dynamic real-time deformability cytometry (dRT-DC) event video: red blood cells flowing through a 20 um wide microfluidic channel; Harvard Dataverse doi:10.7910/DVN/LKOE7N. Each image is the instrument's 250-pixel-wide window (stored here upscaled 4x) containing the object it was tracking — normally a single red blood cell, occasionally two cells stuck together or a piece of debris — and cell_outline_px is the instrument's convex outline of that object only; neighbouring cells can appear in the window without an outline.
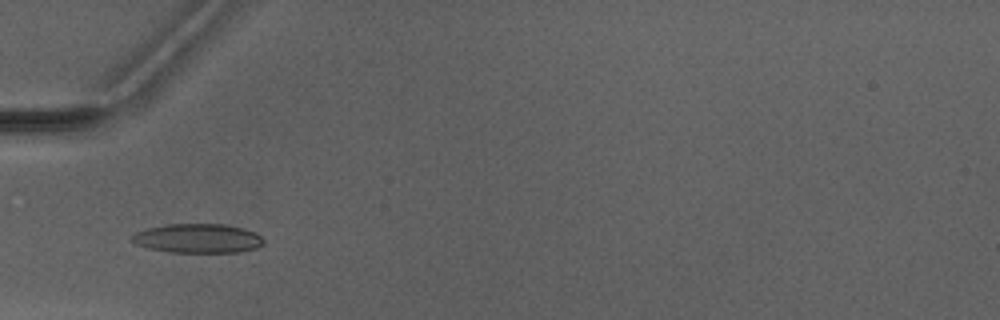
{"species": "Egyptian fruit bat (a non-hibernating species)", "species_latin": "Rousettus aegyptiacus", "temperature_condition": "warm", "stored_images_in_passage": 6, "camera_frame_rate_fps": 3000, "um_per_image_px": 0.085, "animal": {"sex": "male"}, "frame": {"image": 1, "passage_image": 5, "time_ms": 5.0, "image_size_px": [1000, 320], "cell_outline_px": [[264, 240], [256, 248], [240, 252], [168, 252], [148, 248], [136, 244], [132, 240], [132, 236], [136, 232], [148, 228], [164, 224], [224, 224], [244, 228], [256, 232]], "centroid_in_image_um": [16.81, 20.26], "position_along_channel_um": 68.2, "area_um2": 22.37}}
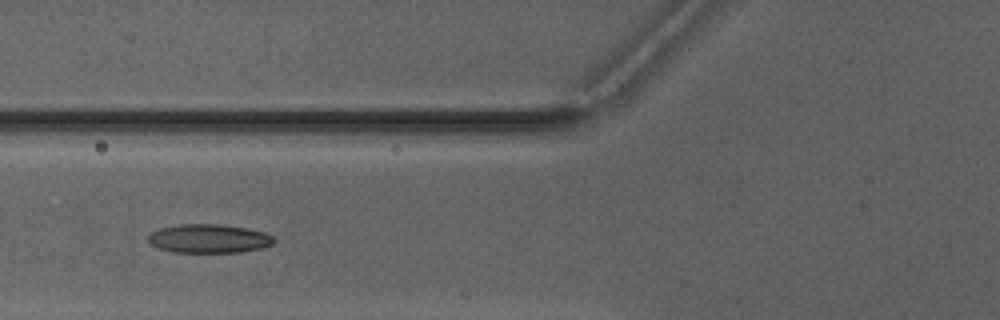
{"frame": {"image": 2, "passage_image": 6, "time_ms": 6.0, "image_size_px": [1000, 320], "cell_outline_px": [[276, 240], [272, 244], [260, 248], [236, 252], [172, 252], [156, 248], [148, 240], [148, 236], [152, 232], [160, 228], [180, 224], [216, 224], [248, 228], [264, 232], [272, 236]], "centroid_in_image_um": [17.73, 20.28], "position_along_channel_um": 108.1, "area_um2": 20.98}}